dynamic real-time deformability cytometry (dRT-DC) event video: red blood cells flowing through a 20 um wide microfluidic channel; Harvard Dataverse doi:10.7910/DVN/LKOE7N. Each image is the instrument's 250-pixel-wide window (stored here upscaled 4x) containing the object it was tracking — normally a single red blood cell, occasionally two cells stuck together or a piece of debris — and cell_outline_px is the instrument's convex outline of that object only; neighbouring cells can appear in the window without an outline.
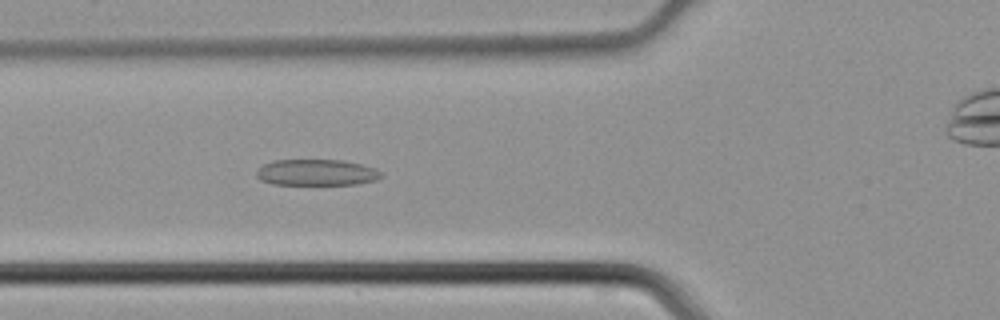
{"species": "common noctule bat (a hibernating species)", "species_latin": "Nyctalus noctula", "temperature_condition": "cold", "stored_images_in_passage": 41, "camera_frame_rate_fps": 3000, "um_per_image_px": 0.085, "animal": {"sex": "male", "body_mass_g": 21.5, "forearm_length_mm": 52.0}, "frame": {"image": 1, "passage_image": 12, "time_ms": 3.667, "image_size_px": [1000, 320], "cell_outline_px": [[380, 176], [376, 180], [356, 184], [272, 184], [260, 180], [256, 176], [256, 172], [264, 164], [272, 160], [344, 160], [376, 168], [380, 172]], "centroid_in_image_um": [26.88, 14.65], "position_along_channel_um": 98.9, "area_um2": 18.9}}
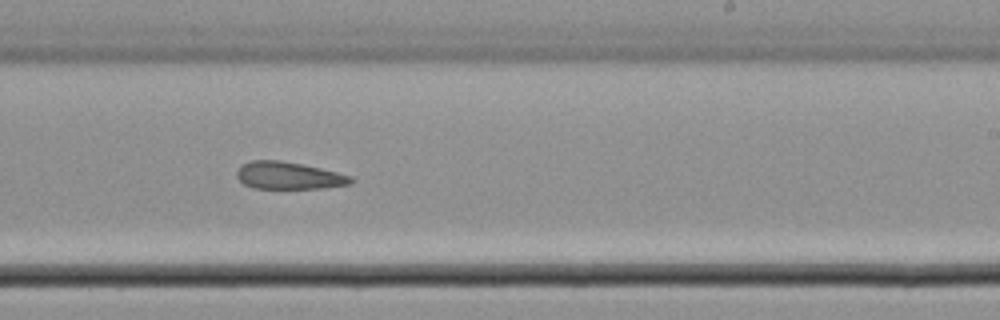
{"frame": {"image": 2, "passage_image": 23, "time_ms": 7.333, "image_size_px": [1000, 320], "cell_outline_px": [[352, 184], [320, 188], [256, 188], [244, 184], [236, 176], [236, 172], [240, 164], [252, 160], [280, 160], [320, 168], [352, 176]], "centroid_in_image_um": [24.5, 14.92], "position_along_channel_um": 264.5, "area_um2": 18.03}}
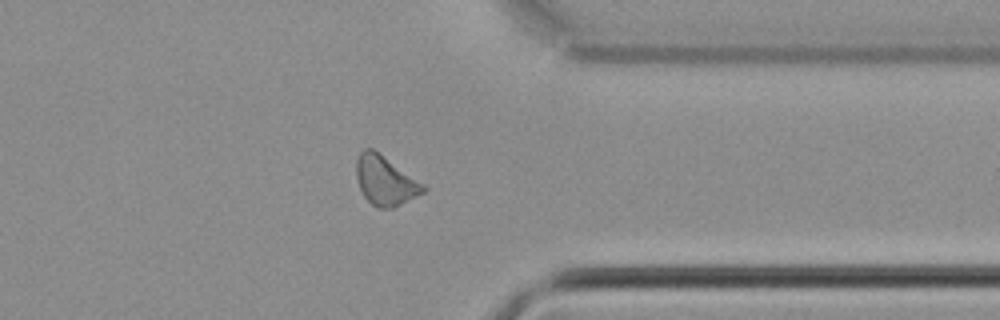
{"frame": {"image": 3, "passage_image": 31, "time_ms": 10.0, "image_size_px": [1000, 320], "cell_outline_px": [[428, 188], [424, 192], [392, 208], [380, 208], [372, 204], [364, 196], [360, 188], [356, 176], [356, 160], [360, 152], [364, 148], [372, 148], [424, 184]], "centroid_in_image_um": [32.73, 15.34], "position_along_channel_um": 378.7, "area_um2": 18.9}}